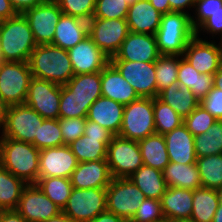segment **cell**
<instances>
[{"mask_svg":"<svg viewBox=\"0 0 222 222\" xmlns=\"http://www.w3.org/2000/svg\"><path fill=\"white\" fill-rule=\"evenodd\" d=\"M62 14L55 0H46L23 13L37 45L52 44L56 25Z\"/></svg>","mask_w":222,"mask_h":222,"instance_id":"7c38bea8","label":"cell"},{"mask_svg":"<svg viewBox=\"0 0 222 222\" xmlns=\"http://www.w3.org/2000/svg\"><path fill=\"white\" fill-rule=\"evenodd\" d=\"M177 82L180 84V87L190 89L201 101L213 88V75L199 73L183 56H180Z\"/></svg>","mask_w":222,"mask_h":222,"instance_id":"4316f807","label":"cell"},{"mask_svg":"<svg viewBox=\"0 0 222 222\" xmlns=\"http://www.w3.org/2000/svg\"><path fill=\"white\" fill-rule=\"evenodd\" d=\"M15 210L28 222H45L62 212L36 184L23 189Z\"/></svg>","mask_w":222,"mask_h":222,"instance_id":"9a60e30c","label":"cell"},{"mask_svg":"<svg viewBox=\"0 0 222 222\" xmlns=\"http://www.w3.org/2000/svg\"><path fill=\"white\" fill-rule=\"evenodd\" d=\"M39 157L40 150L33 144L0 137V166L27 185L38 181Z\"/></svg>","mask_w":222,"mask_h":222,"instance_id":"6da1fadb","label":"cell"},{"mask_svg":"<svg viewBox=\"0 0 222 222\" xmlns=\"http://www.w3.org/2000/svg\"><path fill=\"white\" fill-rule=\"evenodd\" d=\"M200 105L217 120L222 121V90L213 86L207 96L200 101Z\"/></svg>","mask_w":222,"mask_h":222,"instance_id":"681fc988","label":"cell"},{"mask_svg":"<svg viewBox=\"0 0 222 222\" xmlns=\"http://www.w3.org/2000/svg\"><path fill=\"white\" fill-rule=\"evenodd\" d=\"M124 106L119 102L101 96L89 107L87 119L104 127L114 136L118 135L122 126Z\"/></svg>","mask_w":222,"mask_h":222,"instance_id":"7402d4cb","label":"cell"},{"mask_svg":"<svg viewBox=\"0 0 222 222\" xmlns=\"http://www.w3.org/2000/svg\"><path fill=\"white\" fill-rule=\"evenodd\" d=\"M106 209V188H73L62 212L75 222H87Z\"/></svg>","mask_w":222,"mask_h":222,"instance_id":"30bf717a","label":"cell"},{"mask_svg":"<svg viewBox=\"0 0 222 222\" xmlns=\"http://www.w3.org/2000/svg\"><path fill=\"white\" fill-rule=\"evenodd\" d=\"M88 36V21L62 14L51 45L69 50Z\"/></svg>","mask_w":222,"mask_h":222,"instance_id":"484cf974","label":"cell"},{"mask_svg":"<svg viewBox=\"0 0 222 222\" xmlns=\"http://www.w3.org/2000/svg\"><path fill=\"white\" fill-rule=\"evenodd\" d=\"M44 118L26 104L8 107L1 137L33 143Z\"/></svg>","mask_w":222,"mask_h":222,"instance_id":"9c48e42d","label":"cell"},{"mask_svg":"<svg viewBox=\"0 0 222 222\" xmlns=\"http://www.w3.org/2000/svg\"><path fill=\"white\" fill-rule=\"evenodd\" d=\"M139 97H157L155 62L110 61Z\"/></svg>","mask_w":222,"mask_h":222,"instance_id":"5bb4252c","label":"cell"},{"mask_svg":"<svg viewBox=\"0 0 222 222\" xmlns=\"http://www.w3.org/2000/svg\"><path fill=\"white\" fill-rule=\"evenodd\" d=\"M95 100H80L64 85L61 86L59 118H87L89 107Z\"/></svg>","mask_w":222,"mask_h":222,"instance_id":"60d3db41","label":"cell"},{"mask_svg":"<svg viewBox=\"0 0 222 222\" xmlns=\"http://www.w3.org/2000/svg\"><path fill=\"white\" fill-rule=\"evenodd\" d=\"M167 187L195 190L202 187L196 163L177 164L169 162L162 171Z\"/></svg>","mask_w":222,"mask_h":222,"instance_id":"83f0119b","label":"cell"},{"mask_svg":"<svg viewBox=\"0 0 222 222\" xmlns=\"http://www.w3.org/2000/svg\"><path fill=\"white\" fill-rule=\"evenodd\" d=\"M160 203L165 220L179 221L190 218L193 209V190L167 187Z\"/></svg>","mask_w":222,"mask_h":222,"instance_id":"d4e9b609","label":"cell"},{"mask_svg":"<svg viewBox=\"0 0 222 222\" xmlns=\"http://www.w3.org/2000/svg\"><path fill=\"white\" fill-rule=\"evenodd\" d=\"M216 121L217 119L199 104L187 117L184 118L183 124L195 137L206 133L207 129Z\"/></svg>","mask_w":222,"mask_h":222,"instance_id":"7bdbcfd3","label":"cell"},{"mask_svg":"<svg viewBox=\"0 0 222 222\" xmlns=\"http://www.w3.org/2000/svg\"><path fill=\"white\" fill-rule=\"evenodd\" d=\"M33 78L28 62H0V96L11 105L25 104Z\"/></svg>","mask_w":222,"mask_h":222,"instance_id":"8992f818","label":"cell"},{"mask_svg":"<svg viewBox=\"0 0 222 222\" xmlns=\"http://www.w3.org/2000/svg\"><path fill=\"white\" fill-rule=\"evenodd\" d=\"M112 176L107 160L80 162L72 172L70 181L73 188H107Z\"/></svg>","mask_w":222,"mask_h":222,"instance_id":"ffe728a7","label":"cell"},{"mask_svg":"<svg viewBox=\"0 0 222 222\" xmlns=\"http://www.w3.org/2000/svg\"><path fill=\"white\" fill-rule=\"evenodd\" d=\"M161 18L162 14L149 0H138L129 6L126 22L131 32L155 35L159 29Z\"/></svg>","mask_w":222,"mask_h":222,"instance_id":"603a6c76","label":"cell"},{"mask_svg":"<svg viewBox=\"0 0 222 222\" xmlns=\"http://www.w3.org/2000/svg\"><path fill=\"white\" fill-rule=\"evenodd\" d=\"M36 185L61 210L66 206L73 190L70 179L62 177L38 178Z\"/></svg>","mask_w":222,"mask_h":222,"instance_id":"8d00e7d4","label":"cell"},{"mask_svg":"<svg viewBox=\"0 0 222 222\" xmlns=\"http://www.w3.org/2000/svg\"><path fill=\"white\" fill-rule=\"evenodd\" d=\"M156 133L153 98H142L124 106L122 126L119 136L139 141Z\"/></svg>","mask_w":222,"mask_h":222,"instance_id":"5b68a950","label":"cell"},{"mask_svg":"<svg viewBox=\"0 0 222 222\" xmlns=\"http://www.w3.org/2000/svg\"><path fill=\"white\" fill-rule=\"evenodd\" d=\"M158 98L171 106L183 119L200 104V100L193 92L188 88L180 87L178 82L162 90Z\"/></svg>","mask_w":222,"mask_h":222,"instance_id":"f1b7e54d","label":"cell"},{"mask_svg":"<svg viewBox=\"0 0 222 222\" xmlns=\"http://www.w3.org/2000/svg\"><path fill=\"white\" fill-rule=\"evenodd\" d=\"M128 9L125 0H96L92 18L123 19L127 17Z\"/></svg>","mask_w":222,"mask_h":222,"instance_id":"ee69618b","label":"cell"},{"mask_svg":"<svg viewBox=\"0 0 222 222\" xmlns=\"http://www.w3.org/2000/svg\"><path fill=\"white\" fill-rule=\"evenodd\" d=\"M159 56L155 35L129 31L110 61L155 62Z\"/></svg>","mask_w":222,"mask_h":222,"instance_id":"ac0fdd59","label":"cell"},{"mask_svg":"<svg viewBox=\"0 0 222 222\" xmlns=\"http://www.w3.org/2000/svg\"><path fill=\"white\" fill-rule=\"evenodd\" d=\"M8 107H9V105H7L0 96V130L4 126Z\"/></svg>","mask_w":222,"mask_h":222,"instance_id":"91938a15","label":"cell"},{"mask_svg":"<svg viewBox=\"0 0 222 222\" xmlns=\"http://www.w3.org/2000/svg\"><path fill=\"white\" fill-rule=\"evenodd\" d=\"M0 222H28L16 210H0Z\"/></svg>","mask_w":222,"mask_h":222,"instance_id":"9f6ffc18","label":"cell"},{"mask_svg":"<svg viewBox=\"0 0 222 222\" xmlns=\"http://www.w3.org/2000/svg\"><path fill=\"white\" fill-rule=\"evenodd\" d=\"M129 179L140 189L146 198L158 199L164 195L167 185L160 170L142 165Z\"/></svg>","mask_w":222,"mask_h":222,"instance_id":"f546056e","label":"cell"},{"mask_svg":"<svg viewBox=\"0 0 222 222\" xmlns=\"http://www.w3.org/2000/svg\"><path fill=\"white\" fill-rule=\"evenodd\" d=\"M128 33L126 18H91L88 21V35L109 58L118 52Z\"/></svg>","mask_w":222,"mask_h":222,"instance_id":"8fae6325","label":"cell"},{"mask_svg":"<svg viewBox=\"0 0 222 222\" xmlns=\"http://www.w3.org/2000/svg\"><path fill=\"white\" fill-rule=\"evenodd\" d=\"M17 14H23L26 10L34 8L46 0H9Z\"/></svg>","mask_w":222,"mask_h":222,"instance_id":"f5cc1de1","label":"cell"},{"mask_svg":"<svg viewBox=\"0 0 222 222\" xmlns=\"http://www.w3.org/2000/svg\"><path fill=\"white\" fill-rule=\"evenodd\" d=\"M164 220L160 200L145 198L130 222H162Z\"/></svg>","mask_w":222,"mask_h":222,"instance_id":"bcb514c9","label":"cell"},{"mask_svg":"<svg viewBox=\"0 0 222 222\" xmlns=\"http://www.w3.org/2000/svg\"><path fill=\"white\" fill-rule=\"evenodd\" d=\"M101 92L103 97L112 99L123 105L140 98L135 89L110 62L101 71Z\"/></svg>","mask_w":222,"mask_h":222,"instance_id":"cb8c5ba5","label":"cell"},{"mask_svg":"<svg viewBox=\"0 0 222 222\" xmlns=\"http://www.w3.org/2000/svg\"><path fill=\"white\" fill-rule=\"evenodd\" d=\"M162 222H177V221H169V220H164Z\"/></svg>","mask_w":222,"mask_h":222,"instance_id":"a7ac6f4b","label":"cell"},{"mask_svg":"<svg viewBox=\"0 0 222 222\" xmlns=\"http://www.w3.org/2000/svg\"><path fill=\"white\" fill-rule=\"evenodd\" d=\"M3 21L1 18H0V31H1V27H2V24H3Z\"/></svg>","mask_w":222,"mask_h":222,"instance_id":"003e7915","label":"cell"},{"mask_svg":"<svg viewBox=\"0 0 222 222\" xmlns=\"http://www.w3.org/2000/svg\"><path fill=\"white\" fill-rule=\"evenodd\" d=\"M37 44L23 14L5 19L0 31V58L4 62H28Z\"/></svg>","mask_w":222,"mask_h":222,"instance_id":"3957f363","label":"cell"},{"mask_svg":"<svg viewBox=\"0 0 222 222\" xmlns=\"http://www.w3.org/2000/svg\"><path fill=\"white\" fill-rule=\"evenodd\" d=\"M194 36L191 14L182 12L162 14L159 29L155 33L157 49L160 55L182 56Z\"/></svg>","mask_w":222,"mask_h":222,"instance_id":"277c9868","label":"cell"},{"mask_svg":"<svg viewBox=\"0 0 222 222\" xmlns=\"http://www.w3.org/2000/svg\"><path fill=\"white\" fill-rule=\"evenodd\" d=\"M61 85L32 78L25 104L37 111L44 119H59Z\"/></svg>","mask_w":222,"mask_h":222,"instance_id":"4fadbf2b","label":"cell"},{"mask_svg":"<svg viewBox=\"0 0 222 222\" xmlns=\"http://www.w3.org/2000/svg\"><path fill=\"white\" fill-rule=\"evenodd\" d=\"M84 135L88 137L101 138V142H104L107 146L114 136L110 131L100 126L96 122L88 120L87 118L84 128Z\"/></svg>","mask_w":222,"mask_h":222,"instance_id":"816d5d0a","label":"cell"},{"mask_svg":"<svg viewBox=\"0 0 222 222\" xmlns=\"http://www.w3.org/2000/svg\"><path fill=\"white\" fill-rule=\"evenodd\" d=\"M179 62L180 56L178 55H160L155 61L157 97L162 90L177 82Z\"/></svg>","mask_w":222,"mask_h":222,"instance_id":"ab89813d","label":"cell"},{"mask_svg":"<svg viewBox=\"0 0 222 222\" xmlns=\"http://www.w3.org/2000/svg\"><path fill=\"white\" fill-rule=\"evenodd\" d=\"M64 145H69L84 134L86 118H59Z\"/></svg>","mask_w":222,"mask_h":222,"instance_id":"7dc6e473","label":"cell"},{"mask_svg":"<svg viewBox=\"0 0 222 222\" xmlns=\"http://www.w3.org/2000/svg\"><path fill=\"white\" fill-rule=\"evenodd\" d=\"M201 31L212 34V37L220 34V41H222V11L212 13V15L195 30V36L199 37Z\"/></svg>","mask_w":222,"mask_h":222,"instance_id":"f907efd6","label":"cell"},{"mask_svg":"<svg viewBox=\"0 0 222 222\" xmlns=\"http://www.w3.org/2000/svg\"><path fill=\"white\" fill-rule=\"evenodd\" d=\"M65 15L89 21L93 17L96 0H55Z\"/></svg>","mask_w":222,"mask_h":222,"instance_id":"f6af8a7d","label":"cell"},{"mask_svg":"<svg viewBox=\"0 0 222 222\" xmlns=\"http://www.w3.org/2000/svg\"><path fill=\"white\" fill-rule=\"evenodd\" d=\"M153 111L156 133L165 135L181 126L184 119L158 97L153 98Z\"/></svg>","mask_w":222,"mask_h":222,"instance_id":"f35d334b","label":"cell"},{"mask_svg":"<svg viewBox=\"0 0 222 222\" xmlns=\"http://www.w3.org/2000/svg\"><path fill=\"white\" fill-rule=\"evenodd\" d=\"M27 184L0 166V210H15Z\"/></svg>","mask_w":222,"mask_h":222,"instance_id":"836d02e7","label":"cell"},{"mask_svg":"<svg viewBox=\"0 0 222 222\" xmlns=\"http://www.w3.org/2000/svg\"><path fill=\"white\" fill-rule=\"evenodd\" d=\"M149 1L161 14L170 13L169 0H149Z\"/></svg>","mask_w":222,"mask_h":222,"instance_id":"680465c9","label":"cell"},{"mask_svg":"<svg viewBox=\"0 0 222 222\" xmlns=\"http://www.w3.org/2000/svg\"><path fill=\"white\" fill-rule=\"evenodd\" d=\"M212 222H222V201L218 205V208L216 210Z\"/></svg>","mask_w":222,"mask_h":222,"instance_id":"be15d7a7","label":"cell"},{"mask_svg":"<svg viewBox=\"0 0 222 222\" xmlns=\"http://www.w3.org/2000/svg\"><path fill=\"white\" fill-rule=\"evenodd\" d=\"M194 9L196 14L191 16V24L196 30L212 13L222 11V0H196Z\"/></svg>","mask_w":222,"mask_h":222,"instance_id":"c3c4849f","label":"cell"},{"mask_svg":"<svg viewBox=\"0 0 222 222\" xmlns=\"http://www.w3.org/2000/svg\"><path fill=\"white\" fill-rule=\"evenodd\" d=\"M107 162L112 178H129L144 165L138 141L113 136L108 144Z\"/></svg>","mask_w":222,"mask_h":222,"instance_id":"52a82bcc","label":"cell"},{"mask_svg":"<svg viewBox=\"0 0 222 222\" xmlns=\"http://www.w3.org/2000/svg\"><path fill=\"white\" fill-rule=\"evenodd\" d=\"M202 187L222 192V154L196 159Z\"/></svg>","mask_w":222,"mask_h":222,"instance_id":"d590c367","label":"cell"},{"mask_svg":"<svg viewBox=\"0 0 222 222\" xmlns=\"http://www.w3.org/2000/svg\"><path fill=\"white\" fill-rule=\"evenodd\" d=\"M32 76L58 85H65L74 70L68 52L51 44L37 45L28 60Z\"/></svg>","mask_w":222,"mask_h":222,"instance_id":"7a4b0ae2","label":"cell"},{"mask_svg":"<svg viewBox=\"0 0 222 222\" xmlns=\"http://www.w3.org/2000/svg\"><path fill=\"white\" fill-rule=\"evenodd\" d=\"M177 222H196L195 220L191 219V218H187V219H182V220H179Z\"/></svg>","mask_w":222,"mask_h":222,"instance_id":"e7e4bbea","label":"cell"},{"mask_svg":"<svg viewBox=\"0 0 222 222\" xmlns=\"http://www.w3.org/2000/svg\"><path fill=\"white\" fill-rule=\"evenodd\" d=\"M182 56L199 73L214 75L222 65V43L217 45L215 40L210 42L194 36Z\"/></svg>","mask_w":222,"mask_h":222,"instance_id":"2e32d148","label":"cell"},{"mask_svg":"<svg viewBox=\"0 0 222 222\" xmlns=\"http://www.w3.org/2000/svg\"><path fill=\"white\" fill-rule=\"evenodd\" d=\"M197 158L222 154V121L217 120L206 133L194 137Z\"/></svg>","mask_w":222,"mask_h":222,"instance_id":"74e56055","label":"cell"},{"mask_svg":"<svg viewBox=\"0 0 222 222\" xmlns=\"http://www.w3.org/2000/svg\"><path fill=\"white\" fill-rule=\"evenodd\" d=\"M87 222H128L127 220L115 215L107 209Z\"/></svg>","mask_w":222,"mask_h":222,"instance_id":"11a10c76","label":"cell"},{"mask_svg":"<svg viewBox=\"0 0 222 222\" xmlns=\"http://www.w3.org/2000/svg\"><path fill=\"white\" fill-rule=\"evenodd\" d=\"M74 75L102 71L110 62L88 35L80 43L67 50Z\"/></svg>","mask_w":222,"mask_h":222,"instance_id":"d6986e66","label":"cell"},{"mask_svg":"<svg viewBox=\"0 0 222 222\" xmlns=\"http://www.w3.org/2000/svg\"><path fill=\"white\" fill-rule=\"evenodd\" d=\"M64 86L80 100H97L102 96L101 71L74 75Z\"/></svg>","mask_w":222,"mask_h":222,"instance_id":"d6a6232c","label":"cell"},{"mask_svg":"<svg viewBox=\"0 0 222 222\" xmlns=\"http://www.w3.org/2000/svg\"><path fill=\"white\" fill-rule=\"evenodd\" d=\"M17 15L9 0H0V18L2 20L13 18Z\"/></svg>","mask_w":222,"mask_h":222,"instance_id":"6f0895ef","label":"cell"},{"mask_svg":"<svg viewBox=\"0 0 222 222\" xmlns=\"http://www.w3.org/2000/svg\"><path fill=\"white\" fill-rule=\"evenodd\" d=\"M145 195L129 178H112L106 188L107 210L130 222Z\"/></svg>","mask_w":222,"mask_h":222,"instance_id":"ba28073f","label":"cell"},{"mask_svg":"<svg viewBox=\"0 0 222 222\" xmlns=\"http://www.w3.org/2000/svg\"><path fill=\"white\" fill-rule=\"evenodd\" d=\"M68 146L79 163L107 160L108 146L101 142V138L88 137L83 134Z\"/></svg>","mask_w":222,"mask_h":222,"instance_id":"e575fe53","label":"cell"},{"mask_svg":"<svg viewBox=\"0 0 222 222\" xmlns=\"http://www.w3.org/2000/svg\"><path fill=\"white\" fill-rule=\"evenodd\" d=\"M163 136L170 162L177 164L196 163L194 136L184 124Z\"/></svg>","mask_w":222,"mask_h":222,"instance_id":"44dd1931","label":"cell"},{"mask_svg":"<svg viewBox=\"0 0 222 222\" xmlns=\"http://www.w3.org/2000/svg\"><path fill=\"white\" fill-rule=\"evenodd\" d=\"M32 144L39 150L63 146L59 119H44L39 127L38 137H35Z\"/></svg>","mask_w":222,"mask_h":222,"instance_id":"b9f144b4","label":"cell"},{"mask_svg":"<svg viewBox=\"0 0 222 222\" xmlns=\"http://www.w3.org/2000/svg\"><path fill=\"white\" fill-rule=\"evenodd\" d=\"M222 201V192L200 187L193 190V209L191 219L196 222H212L218 205Z\"/></svg>","mask_w":222,"mask_h":222,"instance_id":"4dcf8cb0","label":"cell"},{"mask_svg":"<svg viewBox=\"0 0 222 222\" xmlns=\"http://www.w3.org/2000/svg\"><path fill=\"white\" fill-rule=\"evenodd\" d=\"M196 0H169L170 12H182L189 14L186 8H194Z\"/></svg>","mask_w":222,"mask_h":222,"instance_id":"db71d44e","label":"cell"},{"mask_svg":"<svg viewBox=\"0 0 222 222\" xmlns=\"http://www.w3.org/2000/svg\"><path fill=\"white\" fill-rule=\"evenodd\" d=\"M213 86L222 90V65L213 75Z\"/></svg>","mask_w":222,"mask_h":222,"instance_id":"94428289","label":"cell"},{"mask_svg":"<svg viewBox=\"0 0 222 222\" xmlns=\"http://www.w3.org/2000/svg\"><path fill=\"white\" fill-rule=\"evenodd\" d=\"M45 222H75L69 216L61 212L59 215L46 220Z\"/></svg>","mask_w":222,"mask_h":222,"instance_id":"6125c7cd","label":"cell"},{"mask_svg":"<svg viewBox=\"0 0 222 222\" xmlns=\"http://www.w3.org/2000/svg\"><path fill=\"white\" fill-rule=\"evenodd\" d=\"M138 143L144 165L163 171L170 162L164 136L154 133Z\"/></svg>","mask_w":222,"mask_h":222,"instance_id":"1f68e13d","label":"cell"},{"mask_svg":"<svg viewBox=\"0 0 222 222\" xmlns=\"http://www.w3.org/2000/svg\"><path fill=\"white\" fill-rule=\"evenodd\" d=\"M126 1V3L129 5V6H131V5H133L135 2H137L138 0H125Z\"/></svg>","mask_w":222,"mask_h":222,"instance_id":"03108f58","label":"cell"},{"mask_svg":"<svg viewBox=\"0 0 222 222\" xmlns=\"http://www.w3.org/2000/svg\"><path fill=\"white\" fill-rule=\"evenodd\" d=\"M78 160L68 145L40 150L38 178L62 177L70 179Z\"/></svg>","mask_w":222,"mask_h":222,"instance_id":"e0dca14e","label":"cell"}]
</instances>
